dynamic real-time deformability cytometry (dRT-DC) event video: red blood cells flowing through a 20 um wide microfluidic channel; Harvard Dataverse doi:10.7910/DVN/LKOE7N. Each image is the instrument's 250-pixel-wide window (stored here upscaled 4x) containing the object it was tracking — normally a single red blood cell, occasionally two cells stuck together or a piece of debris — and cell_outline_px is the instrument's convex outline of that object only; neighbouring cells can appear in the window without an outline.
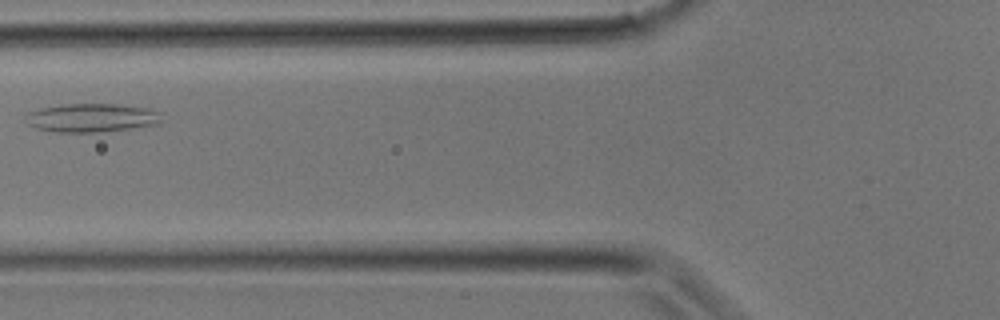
{"species": "common noctule bat (a hibernating species)", "species_latin": "Nyctalus noctula", "temperature_condition": "room temperature", "stored_images_in_passage": 12, "camera_frame_rate_fps": 3000, "um_per_image_px": 0.085, "animal": {"sex": "male", "body_mass_g": 17.9}, "frame": {"image": 1, "passage_image": 7, "time_ms": 2.0, "image_size_px": [1000, 320], "cell_outline_px": [[160, 124], [100, 132], [52, 132], [32, 128], [28, 124], [24, 116], [28, 112], [40, 108], [64, 104], [116, 104], [148, 108], [160, 112]], "centroid_in_image_um": [7.74, 10.02], "position_along_channel_um": 118.1, "area_um2": 22.83}}
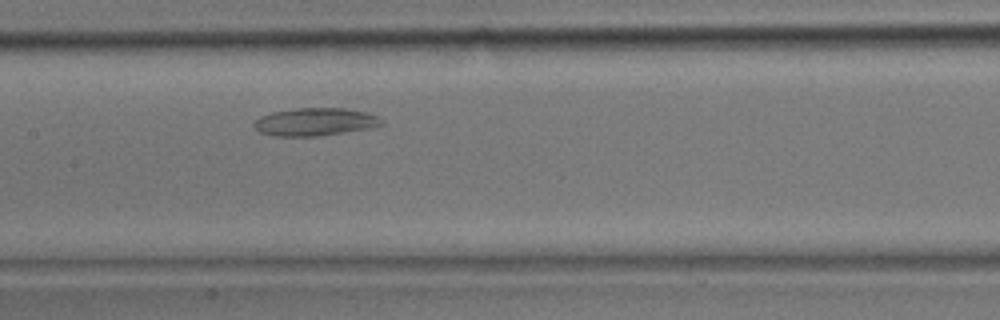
{"frame": {"image": 2, "passage_image": 10, "time_ms": 3.0, "image_size_px": [1000, 320], "cell_outline_px": [[384, 124], [372, 128], [316, 136], [276, 136], [260, 132], [252, 124], [260, 116], [272, 112], [296, 108], [344, 108], [364, 112], [376, 116], [384, 120]], "centroid_in_image_um": [26.79, 10.36], "position_along_channel_um": 180.6, "area_um2": 20.58}}